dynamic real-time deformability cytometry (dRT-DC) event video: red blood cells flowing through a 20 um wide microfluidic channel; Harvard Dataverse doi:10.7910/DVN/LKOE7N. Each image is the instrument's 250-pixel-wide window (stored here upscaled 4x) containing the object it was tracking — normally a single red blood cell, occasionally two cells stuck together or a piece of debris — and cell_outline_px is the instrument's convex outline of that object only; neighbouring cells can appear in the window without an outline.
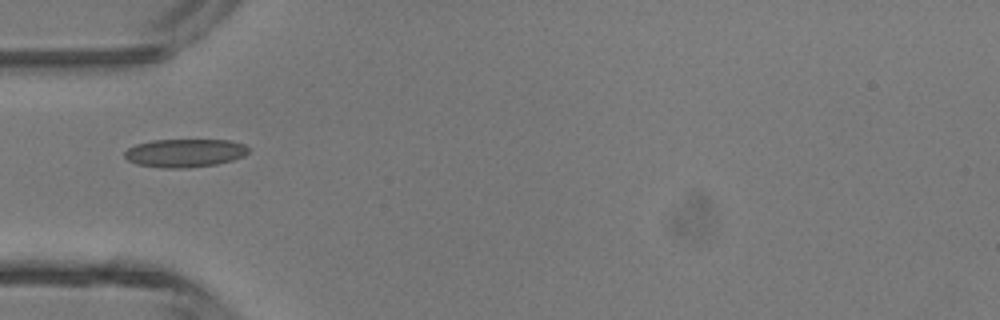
{"species": "common noctule bat (a hibernating species)", "species_latin": "Nyctalus noctula", "temperature_condition": "room temperature", "stored_images_in_passage": 29, "camera_frame_rate_fps": 3000, "um_per_image_px": 0.085, "animal": {"sex": "male", "body_mass_g": 13.3}, "frame": {"image": 1, "passage_image": 1, "time_ms": 0.0, "image_size_px": [1000, 320], "cell_outline_px": [[248, 152], [244, 156], [232, 160], [216, 164], [188, 168], [164, 168], [136, 164], [128, 160], [124, 156], [124, 152], [128, 148], [136, 144], [152, 140], [232, 140], [244, 144], [248, 148]], "centroid_in_image_um": [15.7, 13.0], "position_along_channel_um": 69.3, "area_um2": 20.46}}
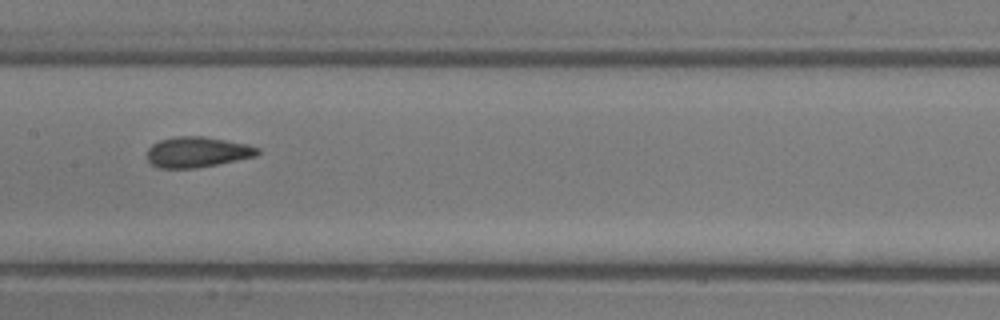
{"frame": {"image": 2, "passage_image": 9, "time_ms": 2.667, "image_size_px": [1000, 320], "cell_outline_px": [[260, 152], [256, 156], [196, 168], [160, 168], [152, 164], [148, 160], [148, 148], [152, 144], [160, 140], [176, 136], [204, 136], [248, 144], [260, 148]], "centroid_in_image_um": [16.78, 12.91], "position_along_channel_um": 190.6, "area_um2": 19.59}}
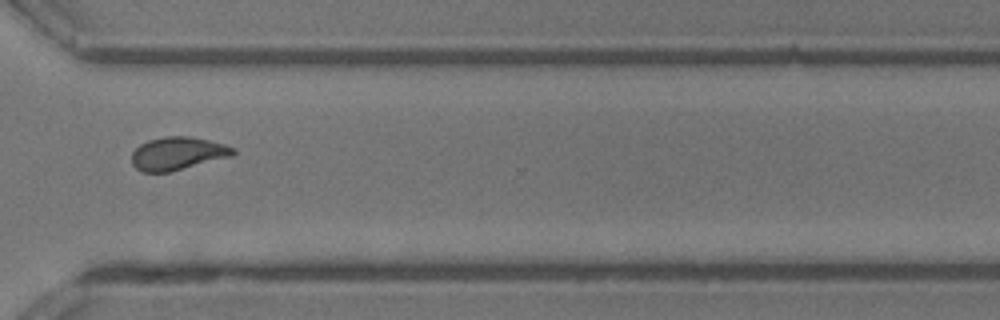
{"frame": {"image": 3, "passage_image": 20, "time_ms": 6.333, "image_size_px": [1000, 320], "cell_outline_px": [[236, 152], [232, 156], [168, 172], [140, 172], [132, 164], [132, 152], [140, 144], [148, 140], [164, 136], [192, 136], [224, 144], [236, 148]], "centroid_in_image_um": [15.09, 13.04], "position_along_channel_um": 355.5, "area_um2": 19.54}, "authors_computed_cell_mechanics": {"area_um2": 19.5942, "velocity_mm_per_s": 4.5069, "shape_relaxation_time_tau1_ms": 10.9307, "shape_relaxation_time_tau2_ms": 0.8106, "deformation_change_tau1": 0.2231, "deformation_change_tau2": 0.0544}}